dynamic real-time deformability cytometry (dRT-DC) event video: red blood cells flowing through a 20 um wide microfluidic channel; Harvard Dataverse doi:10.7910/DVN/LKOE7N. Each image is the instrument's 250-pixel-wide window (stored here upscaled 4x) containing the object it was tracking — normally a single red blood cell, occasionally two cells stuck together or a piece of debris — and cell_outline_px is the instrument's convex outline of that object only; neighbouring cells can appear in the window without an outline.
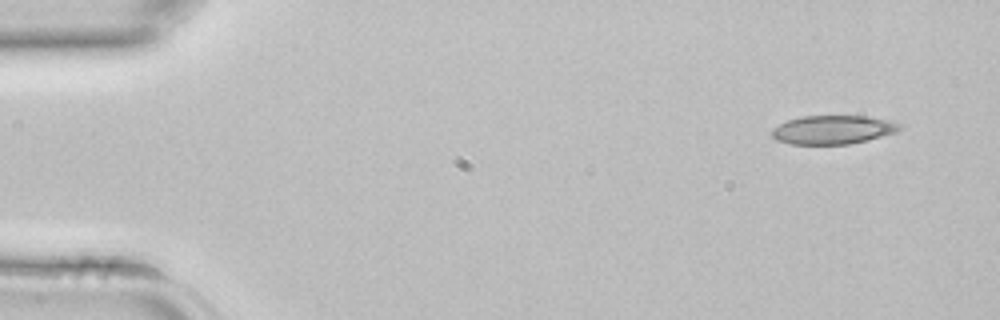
{"species": "common noctule bat (a hibernating species)", "species_latin": "Nyctalus noctula", "temperature_condition": "room temperature", "stored_images_in_passage": 3, "camera_frame_rate_fps": 3000, "um_per_image_px": 0.085, "animal": {"sex": "female", "body_mass_g": 22.7, "forearm_length_mm": 54.2}, "frame": {"image": 1, "passage_image": 1, "time_ms": 0.0, "image_size_px": [1000, 320], "cell_outline_px": [[904, 128], [896, 132], [868, 140], [848, 144], [788, 144], [776, 140], [772, 136], [772, 128], [788, 120], [804, 116], [868, 116], [892, 120], [904, 124]], "centroid_in_image_um": [70.86, 11.02], "position_along_channel_um": 14.1, "area_um2": 21.62}}
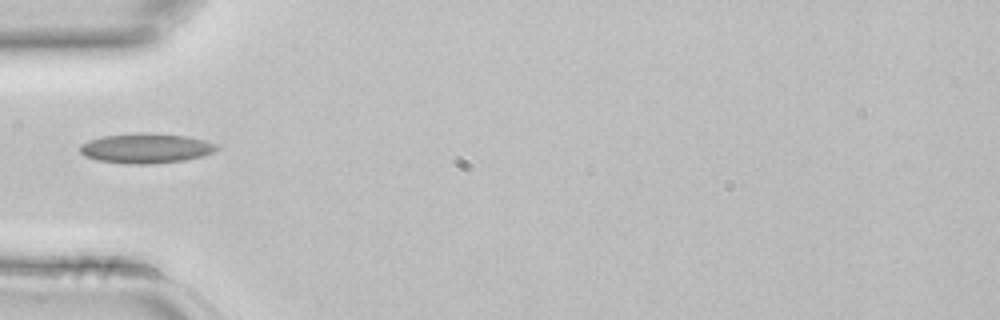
{"frame": {"image": 2, "passage_image": 3, "time_ms": 0.667, "image_size_px": [1000, 320], "cell_outline_px": [[220, 148], [216, 152], [184, 160], [152, 164], [128, 164], [96, 160], [84, 156], [80, 152], [80, 144], [88, 140], [104, 136], [140, 132], [152, 132], [188, 136], [204, 140], [216, 144]], "centroid_in_image_um": [12.41, 12.59], "position_along_channel_um": 72.6, "area_um2": 24.1}}